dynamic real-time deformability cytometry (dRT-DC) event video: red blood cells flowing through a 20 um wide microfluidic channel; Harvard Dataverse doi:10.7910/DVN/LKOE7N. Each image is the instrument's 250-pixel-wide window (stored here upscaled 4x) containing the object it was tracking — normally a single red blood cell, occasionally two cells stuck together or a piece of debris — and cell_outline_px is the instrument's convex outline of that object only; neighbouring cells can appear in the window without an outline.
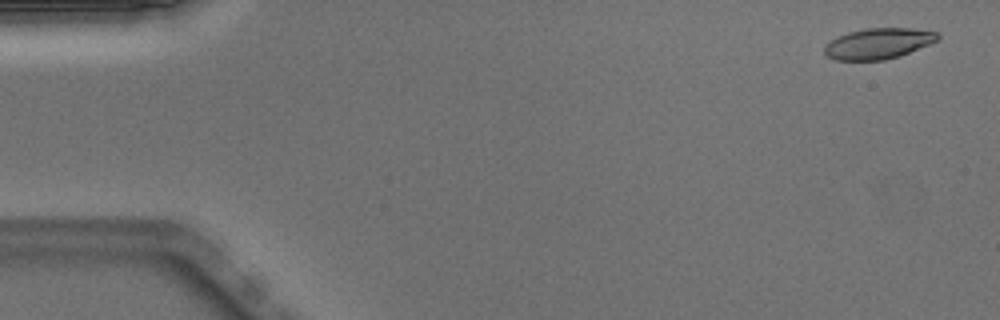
{"species": "Egyptian fruit bat (a non-hibernating species)", "species_latin": "Rousettus aegyptiacus", "temperature_condition": "warm", "stored_images_in_passage": 50, "camera_frame_rate_fps": 3000, "um_per_image_px": 0.085, "animal": {"sex": "male"}, "frame": {"image": 1, "passage_image": 2, "time_ms": 0.333, "image_size_px": [1000, 320], "cell_outline_px": [[940, 40], [908, 52], [884, 60], [836, 60], [828, 56], [824, 52], [824, 44], [836, 36], [848, 32], [868, 28], [912, 28], [936, 32], [940, 36]], "centroid_in_image_um": [74.63, 3.69], "position_along_channel_um": 10.4, "area_um2": 20.23}}
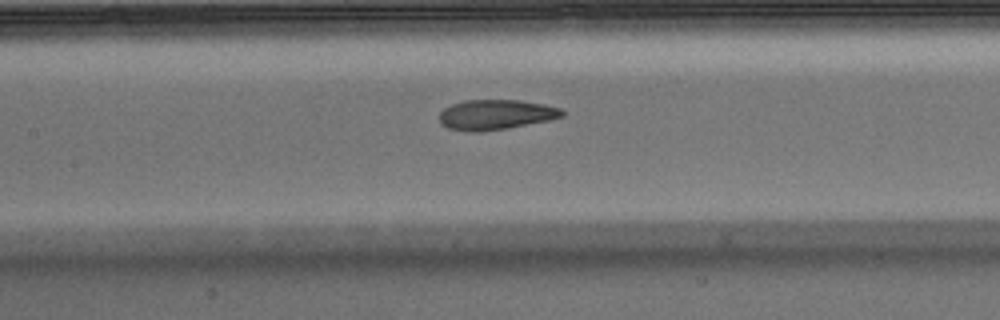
{"frame": {"image": 2, "passage_image": 23, "time_ms": 7.333, "image_size_px": [1000, 320], "cell_outline_px": [[564, 116], [548, 120], [508, 128], [480, 132], [464, 132], [448, 128], [440, 124], [440, 112], [444, 108], [452, 104], [464, 100], [516, 100], [544, 104], [560, 108], [564, 112]], "centroid_in_image_um": [42.1, 9.75], "position_along_channel_um": 165.3, "area_um2": 21.56}}
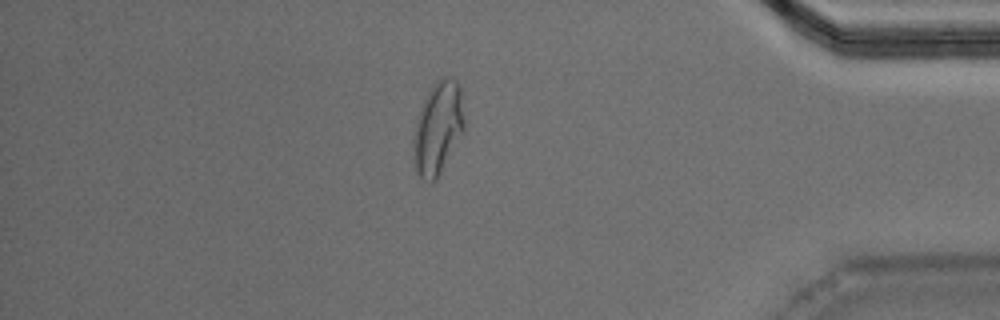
{"frame": {"image": 3, "passage_image": 43, "time_ms": 14.0, "image_size_px": [1000, 320], "cell_outline_px": [[464, 128], [436, 180], [432, 184], [424, 180], [416, 172], [412, 140], [416, 124], [424, 100], [428, 92], [436, 80], [440, 76], [448, 76], [456, 80], [460, 88], [464, 124]], "centroid_in_image_um": [37.21, 10.87], "position_along_channel_um": 398.0, "area_um2": 26.93}, "authors_computed_cell_mechanics": {"area_um2": 21.964, "velocity_mm_per_s": 3.9985, "shape_relaxation_time_tau1_ms": null, "shape_relaxation_time_tau2_ms": 1.2116, "deformation_change_tau1": null, "deformation_change_tau2": 0.073}}